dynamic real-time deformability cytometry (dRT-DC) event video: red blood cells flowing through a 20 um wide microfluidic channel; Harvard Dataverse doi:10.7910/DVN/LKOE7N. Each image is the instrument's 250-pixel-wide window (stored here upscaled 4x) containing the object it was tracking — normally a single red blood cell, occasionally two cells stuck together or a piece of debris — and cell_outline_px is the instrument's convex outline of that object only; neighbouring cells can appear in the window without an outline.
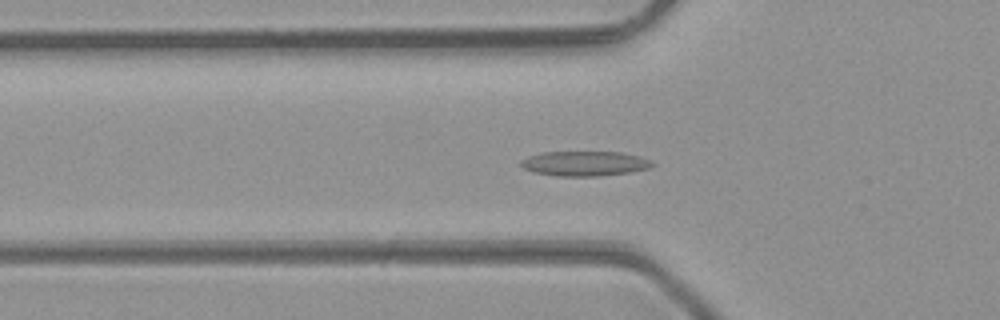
{"species": "common noctule bat (a hibernating species)", "species_latin": "Nyctalus noctula", "temperature_condition": "room temperature", "stored_images_in_passage": 43, "camera_frame_rate_fps": 3000, "um_per_image_px": 0.085, "animal": {"sex": "male", "body_mass_g": 23.1, "forearm_length_mm": 52.7}, "frame": {"image": 1, "passage_image": 12, "time_ms": 3.667, "image_size_px": [1000, 320], "cell_outline_px": [[656, 164], [652, 168], [628, 172], [600, 176], [556, 176], [532, 172], [524, 168], [520, 164], [520, 160], [528, 156], [540, 152], [620, 152], [640, 156], [652, 160]], "centroid_in_image_um": [49.71, 13.9], "position_along_channel_um": 76.1, "area_um2": 19.25}}
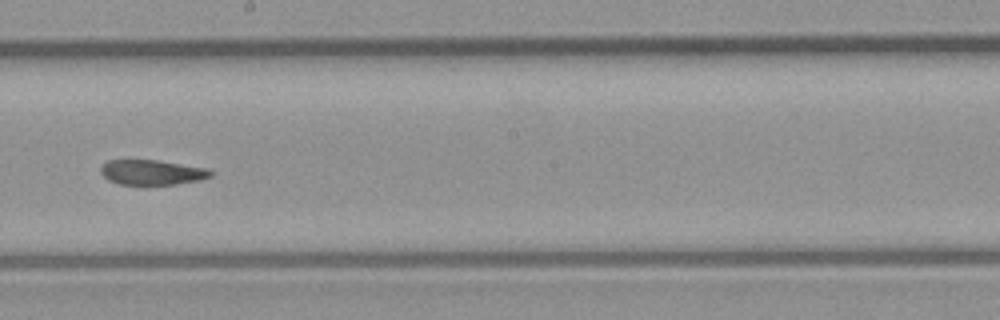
{"frame": {"image": 2, "passage_image": 23, "time_ms": 7.333, "image_size_px": [1000, 320], "cell_outline_px": [[212, 176], [200, 180], [176, 184], [120, 184], [108, 180], [100, 172], [100, 168], [108, 160], [128, 156], [156, 160], [208, 168], [212, 172]], "centroid_in_image_um": [12.85, 14.6], "position_along_channel_um": 235.3, "area_um2": 16.59}}
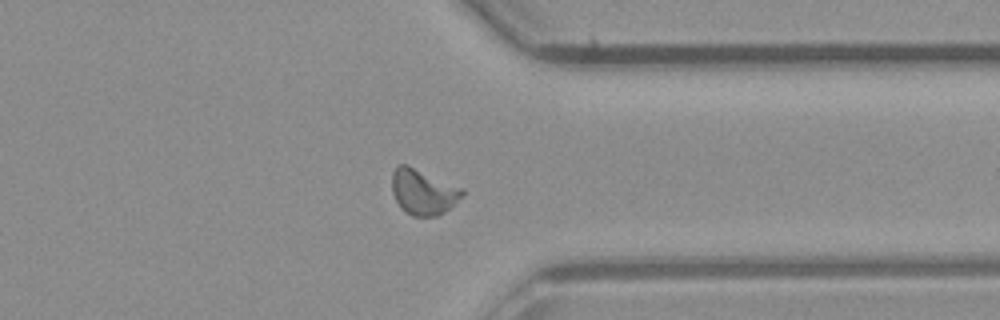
{"frame": {"image": 3, "passage_image": 33, "time_ms": 10.667, "image_size_px": [1000, 320], "cell_outline_px": [[464, 192], [444, 212], [436, 216], [412, 216], [400, 208], [392, 192], [392, 172], [396, 164], [408, 164], [464, 188]], "centroid_in_image_um": [35.92, 16.27], "position_along_channel_um": 375.5, "area_um2": 18.67}, "authors_computed_cell_mechanics": {"area_um2": 17.4556, "velocity_mm_per_s": 4.3115, "shape_relaxation_time_tau1_ms": 11.1877, "shape_relaxation_time_tau2_ms": 2.3029, "deformation_change_tau1": 0.2559, "deformation_change_tau2": 0.0788}}